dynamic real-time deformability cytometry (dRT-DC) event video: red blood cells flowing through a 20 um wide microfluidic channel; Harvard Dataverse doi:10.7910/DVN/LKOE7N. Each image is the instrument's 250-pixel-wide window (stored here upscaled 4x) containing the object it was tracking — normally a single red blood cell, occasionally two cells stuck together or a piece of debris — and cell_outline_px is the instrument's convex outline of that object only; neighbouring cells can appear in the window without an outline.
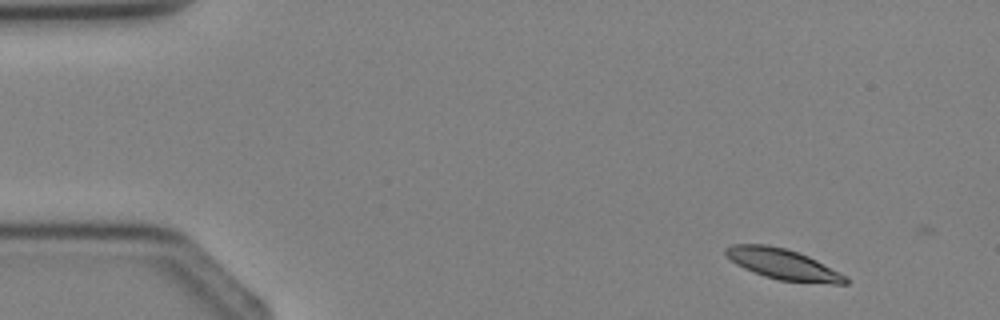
{"species": "Egyptian fruit bat (a non-hibernating species)", "species_latin": "Rousettus aegyptiacus", "temperature_condition": "cold", "stored_images_in_passage": 3, "camera_frame_rate_fps": 3000, "um_per_image_px": 0.085, "animal": {"sex": "female"}, "frame": {"image": 1, "passage_image": 1, "time_ms": 0.0, "image_size_px": [1000, 320], "cell_outline_px": [[848, 284], [832, 284], [780, 280], [764, 276], [744, 268], [736, 264], [724, 252], [724, 248], [732, 244], [768, 244], [784, 248], [808, 256], [848, 276]], "centroid_in_image_um": [66.57, 22.46], "position_along_channel_um": 18.4, "area_um2": 21.27}}
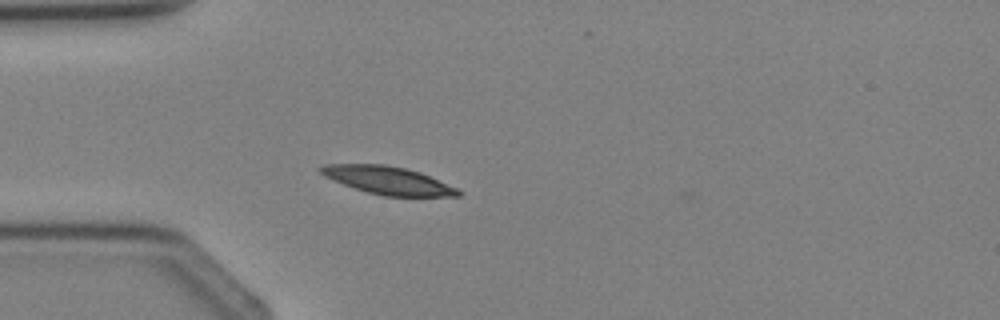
{"frame": {"image": 2, "passage_image": 3, "time_ms": 2.333, "image_size_px": [1000, 320], "cell_outline_px": [[460, 196], [384, 196], [368, 192], [344, 184], [324, 176], [316, 168], [324, 164], [384, 164], [404, 168], [420, 172], [456, 188], [460, 192]], "centroid_in_image_um": [32.93, 15.32], "position_along_channel_um": 52.1, "area_um2": 21.96}}